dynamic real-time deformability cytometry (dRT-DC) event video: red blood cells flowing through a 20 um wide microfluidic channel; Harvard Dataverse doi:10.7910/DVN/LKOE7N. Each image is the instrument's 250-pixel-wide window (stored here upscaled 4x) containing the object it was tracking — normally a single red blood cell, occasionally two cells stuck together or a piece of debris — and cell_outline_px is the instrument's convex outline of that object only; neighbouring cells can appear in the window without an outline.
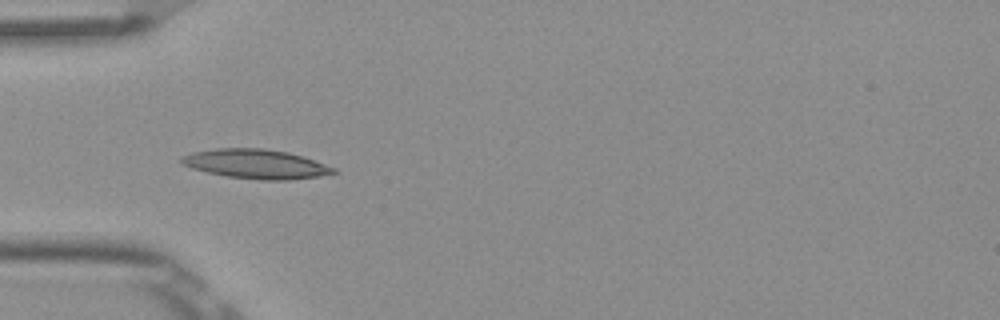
{"species": "Egyptian fruit bat (a non-hibernating species)", "species_latin": "Rousettus aegyptiacus", "temperature_condition": "room temperature", "stored_images_in_passage": 6, "camera_frame_rate_fps": 3000, "um_per_image_px": 0.085, "frame": {"image": 1, "passage_image": 5, "time_ms": 1.333, "image_size_px": [1000, 320], "cell_outline_px": [[340, 172], [320, 176], [288, 180], [260, 180], [228, 176], [208, 172], [192, 168], [180, 164], [180, 156], [192, 152], [216, 148], [264, 148], [288, 152], [304, 156], [336, 168]], "centroid_in_image_um": [21.77, 13.93], "position_along_channel_um": 63.2, "area_um2": 26.18}}
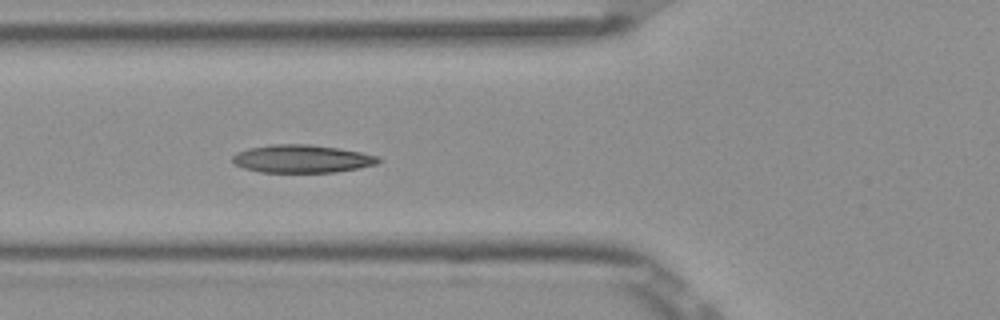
{"frame": {"image": 2, "passage_image": 6, "time_ms": 1.667, "image_size_px": [1000, 320], "cell_outline_px": [[380, 160], [376, 164], [336, 172], [260, 172], [244, 168], [236, 164], [232, 160], [232, 156], [236, 152], [248, 148], [272, 144], [312, 144], [340, 148], [360, 152], [376, 156]], "centroid_in_image_um": [25.62, 13.49], "position_along_channel_um": 100.2, "area_um2": 23.64}}